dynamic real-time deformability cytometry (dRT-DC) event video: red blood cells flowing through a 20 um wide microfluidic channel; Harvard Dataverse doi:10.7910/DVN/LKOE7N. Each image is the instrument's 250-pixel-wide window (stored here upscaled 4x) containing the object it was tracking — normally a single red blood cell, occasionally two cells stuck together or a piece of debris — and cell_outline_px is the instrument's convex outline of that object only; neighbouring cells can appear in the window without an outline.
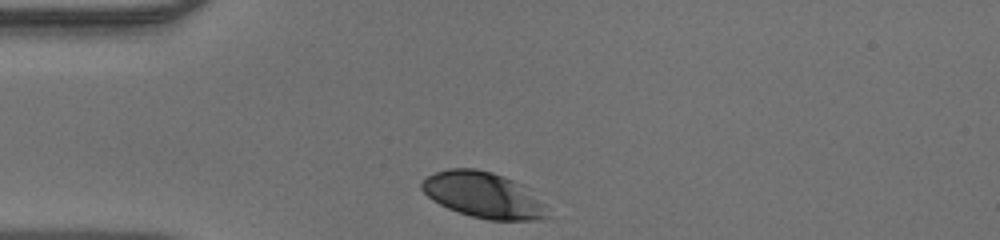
{"species": "human", "species_latin": "Homo sapiens", "temperature_condition": "warm", "stored_images_in_passage": 29, "camera_frame_rate_fps": 3000, "um_per_image_px": 0.085, "donor": {"sex": "male"}, "frame": {"image": 1, "passage_image": 1, "time_ms": 0.0, "image_size_px": [1000, 240], "cell_outline_px": [[552, 216], [540, 220], [488, 220], [472, 216], [448, 208], [432, 200], [420, 188], [420, 184], [428, 176], [436, 172], [448, 168], [476, 168], [492, 172], [504, 176], [524, 184], [532, 188], [548, 208]], "centroid_in_image_um": [41.19, 16.58], "position_along_channel_um": 43.8, "area_um2": 34.22}}
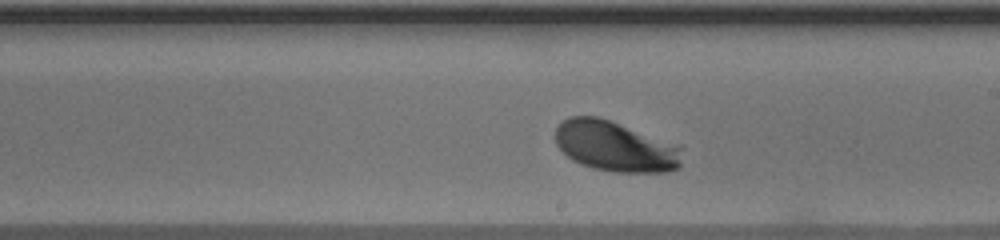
{"frame": {"image": 2, "passage_image": 17, "time_ms": 5.333, "image_size_px": [1000, 240], "cell_outline_px": [[680, 168], [668, 172], [612, 172], [592, 168], [580, 164], [572, 160], [556, 144], [556, 128], [568, 116], [596, 116], [608, 120], [680, 148]], "centroid_in_image_um": [52.22, 12.47], "position_along_channel_um": 236.8, "area_um2": 36.24}}
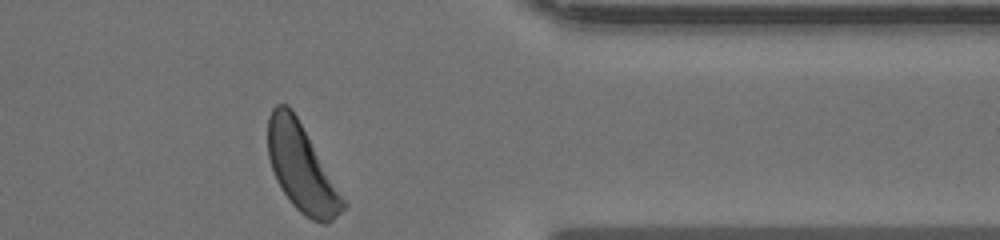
{"frame": {"image": 3, "passage_image": 29, "time_ms": 9.333, "image_size_px": [1000, 240], "cell_outline_px": [[348, 204], [328, 224], [320, 224], [304, 216], [292, 204], [276, 180], [268, 156], [268, 116], [272, 108], [276, 104], [288, 104], [292, 108], [348, 200]], "centroid_in_image_um": [25.67, 14.28], "position_along_channel_um": 385.7, "area_um2": 38.73}}